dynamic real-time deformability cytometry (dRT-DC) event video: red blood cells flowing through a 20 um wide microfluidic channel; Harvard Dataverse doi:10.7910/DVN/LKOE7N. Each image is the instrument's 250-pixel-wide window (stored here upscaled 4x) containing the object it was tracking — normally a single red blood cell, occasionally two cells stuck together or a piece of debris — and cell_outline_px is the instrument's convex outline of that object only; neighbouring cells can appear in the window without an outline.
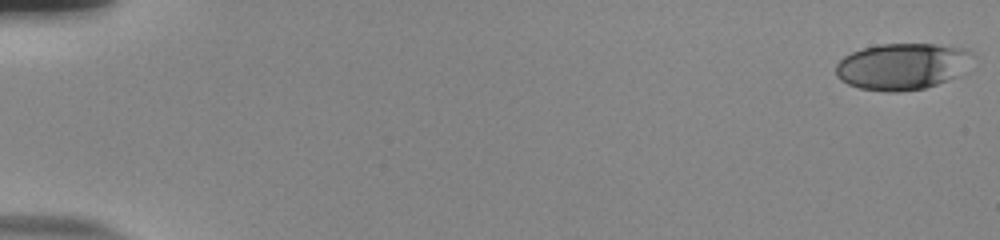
{"species": "human", "species_latin": "Homo sapiens", "temperature_condition": "room temperature", "stored_images_in_passage": 54, "camera_frame_rate_fps": 3000, "um_per_image_px": 0.085, "donor": {"sex": "male"}, "frame": {"image": 1, "passage_image": 1, "time_ms": 0.0, "image_size_px": [1000, 240], "cell_outline_px": [[972, 52], [956, 76], [936, 84], [924, 88], [900, 92], [888, 92], [860, 88], [848, 84], [840, 80], [836, 76], [836, 64], [844, 56], [852, 52], [864, 48], [880, 44], [936, 44], [968, 48]], "centroid_in_image_um": [76.61, 5.64], "position_along_channel_um": 8.4, "area_um2": 36.53}}
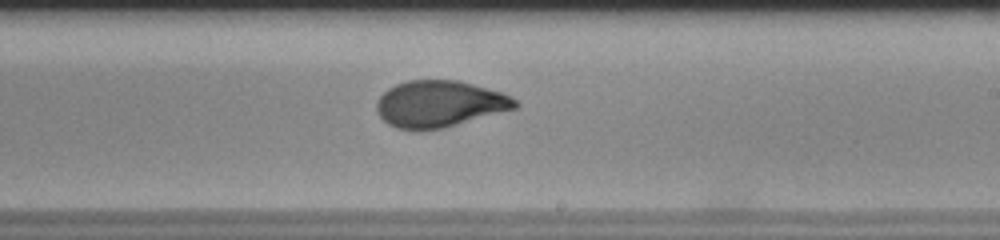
{"frame": {"image": 2, "passage_image": 34, "time_ms": 11.0, "image_size_px": [1000, 240], "cell_outline_px": [[520, 104], [516, 108], [444, 128], [420, 132], [396, 128], [388, 124], [376, 112], [376, 100], [388, 88], [396, 84], [408, 80], [456, 80], [472, 84], [500, 92], [516, 100]], "centroid_in_image_um": [37.3, 8.85], "position_along_channel_um": 251.7, "area_um2": 37.74}}
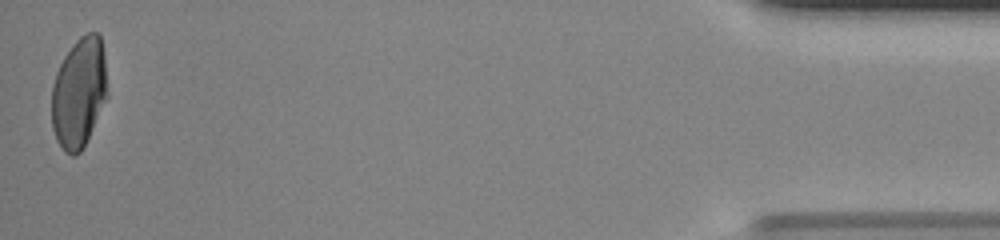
{"frame": {"image": 3, "passage_image": 54, "time_ms": 17.667, "image_size_px": [1000, 240], "cell_outline_px": [[108, 96], [80, 152], [76, 156], [72, 156], [64, 152], [56, 140], [52, 128], [52, 84], [56, 72], [64, 56], [76, 40], [80, 36], [88, 32], [96, 32], [100, 36], [104, 56]], "centroid_in_image_um": [6.7, 7.88], "position_along_channel_um": 428.5, "area_um2": 35.72}, "authors_computed_cell_mechanics": {"area_um2": 36.9342, "velocity_mm_per_s": 3.8699, "shape_relaxation_time_tau1_ms": 8.5779, "shape_relaxation_time_tau2_ms": 0.8805, "deformation_change_tau1": 0.2709, "deformation_change_tau2": 0.0602}}